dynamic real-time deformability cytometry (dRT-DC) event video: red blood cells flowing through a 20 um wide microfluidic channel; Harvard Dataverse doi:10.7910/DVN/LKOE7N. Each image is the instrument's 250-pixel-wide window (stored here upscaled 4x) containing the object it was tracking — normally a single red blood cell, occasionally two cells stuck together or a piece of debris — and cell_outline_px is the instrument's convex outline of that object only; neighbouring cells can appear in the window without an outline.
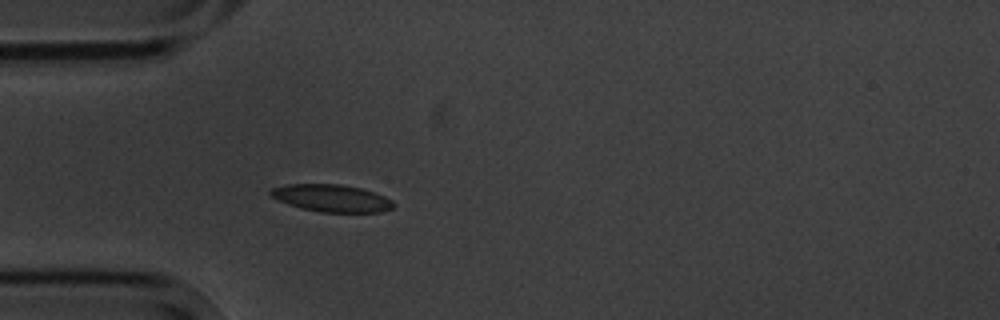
{"species": "common noctule bat (a hibernating species)", "species_latin": "Nyctalus noctula", "temperature_condition": "cold", "stored_images_in_passage": 5, "camera_frame_rate_fps": 3000, "um_per_image_px": 0.085, "animal": {"sex": "male", "body_mass_g": 20.1, "forearm_length_mm": 53.5}, "frame": {"image": 1, "passage_image": 5, "time_ms": 5.333, "image_size_px": [1000, 320], "cell_outline_px": [[396, 204], [392, 208], [380, 212], [320, 212], [300, 208], [288, 204], [272, 196], [268, 192], [272, 188], [288, 184], [340, 184], [360, 188], [384, 196], [392, 200]], "centroid_in_image_um": [28.19, 16.84], "position_along_channel_um": 56.8, "area_um2": 19.42}}